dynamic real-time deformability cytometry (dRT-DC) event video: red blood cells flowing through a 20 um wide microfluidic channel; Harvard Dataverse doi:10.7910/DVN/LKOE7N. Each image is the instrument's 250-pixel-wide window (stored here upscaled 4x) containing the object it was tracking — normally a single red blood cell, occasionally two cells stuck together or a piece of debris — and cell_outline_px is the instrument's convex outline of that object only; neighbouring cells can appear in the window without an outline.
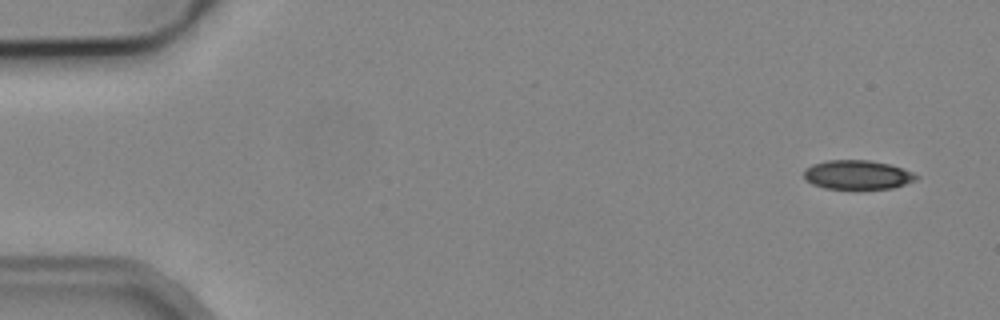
{"species": "common noctule bat (a hibernating species)", "species_latin": "Nyctalus noctula", "temperature_condition": "cold", "stored_images_in_passage": 7, "camera_frame_rate_fps": 3000, "um_per_image_px": 0.085, "animal": {"sex": "male", "body_mass_g": 19.2, "forearm_length_mm": 51.8}, "frame": {"image": 1, "passage_image": 1, "time_ms": 0.0, "image_size_px": [1000, 320], "cell_outline_px": [[920, 176], [916, 180], [892, 188], [824, 188], [812, 184], [804, 180], [804, 168], [812, 164], [828, 160], [868, 160], [888, 164], [912, 172]], "centroid_in_image_um": [72.83, 14.85], "position_along_channel_um": 12.2, "area_um2": 18.9}}
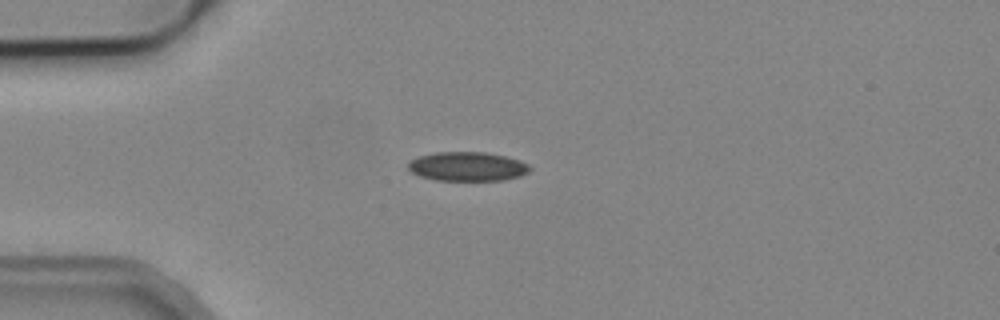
{"frame": {"image": 2, "passage_image": 4, "time_ms": 3.667, "image_size_px": [1000, 320], "cell_outline_px": [[532, 168], [528, 172], [520, 176], [504, 180], [436, 180], [420, 176], [412, 172], [408, 168], [408, 164], [412, 160], [420, 156], [436, 152], [484, 152], [504, 156], [520, 160], [528, 164]], "centroid_in_image_um": [39.76, 14.15], "position_along_channel_um": 45.2, "area_um2": 20.52}}